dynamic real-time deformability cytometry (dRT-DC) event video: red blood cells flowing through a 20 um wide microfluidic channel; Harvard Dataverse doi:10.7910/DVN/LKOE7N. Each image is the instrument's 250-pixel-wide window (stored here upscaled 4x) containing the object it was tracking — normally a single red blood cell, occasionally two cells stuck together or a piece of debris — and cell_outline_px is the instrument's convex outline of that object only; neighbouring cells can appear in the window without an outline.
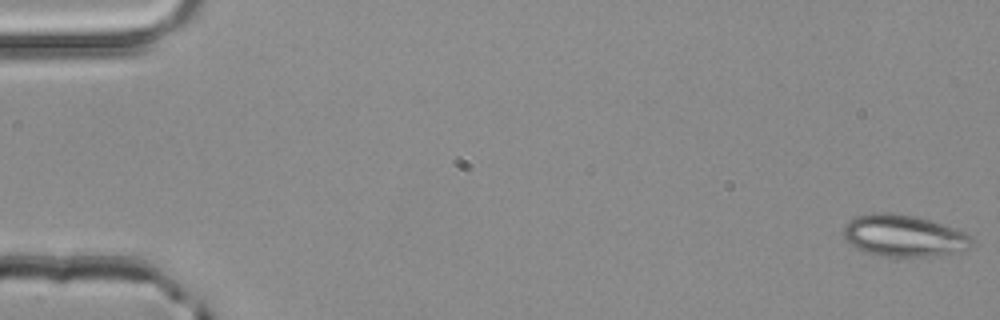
{"species": "common noctule bat (a hibernating species)", "species_latin": "Nyctalus noctula", "temperature_condition": "room temperature", "stored_images_in_passage": 10, "camera_frame_rate_fps": 3000, "um_per_image_px": 0.085, "animal": {"sex": "male", "body_mass_g": 20.4}, "frame": {"image": 1, "passage_image": 1, "time_ms": 0.0, "image_size_px": [1000, 320], "cell_outline_px": [[972, 244], [968, 248], [936, 256], [884, 256], [868, 252], [856, 248], [844, 236], [844, 228], [856, 216], [872, 212], [888, 212], [916, 216], [964, 232], [972, 236]], "centroid_in_image_um": [76.82, 20.03], "position_along_channel_um": 8.2, "area_um2": 30.58}}